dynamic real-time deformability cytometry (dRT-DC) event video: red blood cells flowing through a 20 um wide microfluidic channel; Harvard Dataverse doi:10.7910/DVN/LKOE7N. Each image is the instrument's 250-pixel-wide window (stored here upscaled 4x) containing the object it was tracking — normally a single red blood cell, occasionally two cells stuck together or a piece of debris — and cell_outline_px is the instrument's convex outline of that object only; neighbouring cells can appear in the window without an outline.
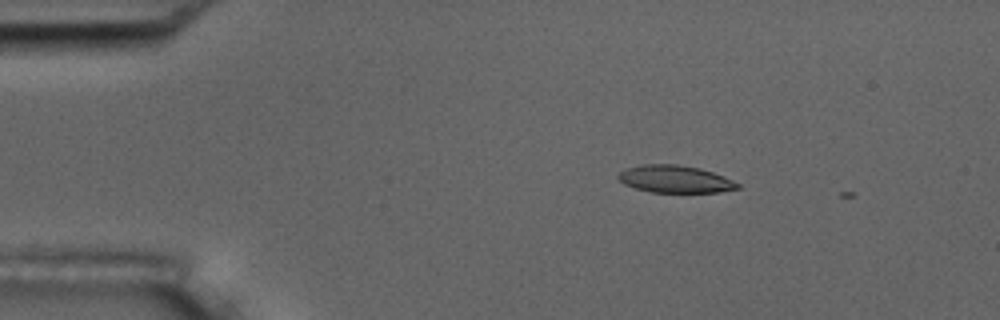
{"species": "common noctule bat (a hibernating species)", "species_latin": "Nyctalus noctula", "temperature_condition": "room temperature", "stored_images_in_passage": 4, "camera_frame_rate_fps": 3000, "um_per_image_px": 0.085, "animal": {"sex": "male", "body_mass_g": 17.5, "forearm_length_mm": 52.3}, "frame": {"image": 1, "passage_image": 2, "time_ms": 2.0, "image_size_px": [1000, 320], "cell_outline_px": [[740, 188], [720, 192], [652, 192], [636, 188], [624, 184], [616, 176], [620, 172], [628, 168], [644, 164], [676, 164], [700, 168], [724, 176], [740, 184]], "centroid_in_image_um": [57.4, 15.22], "position_along_channel_um": 27.6, "area_um2": 18.9}}